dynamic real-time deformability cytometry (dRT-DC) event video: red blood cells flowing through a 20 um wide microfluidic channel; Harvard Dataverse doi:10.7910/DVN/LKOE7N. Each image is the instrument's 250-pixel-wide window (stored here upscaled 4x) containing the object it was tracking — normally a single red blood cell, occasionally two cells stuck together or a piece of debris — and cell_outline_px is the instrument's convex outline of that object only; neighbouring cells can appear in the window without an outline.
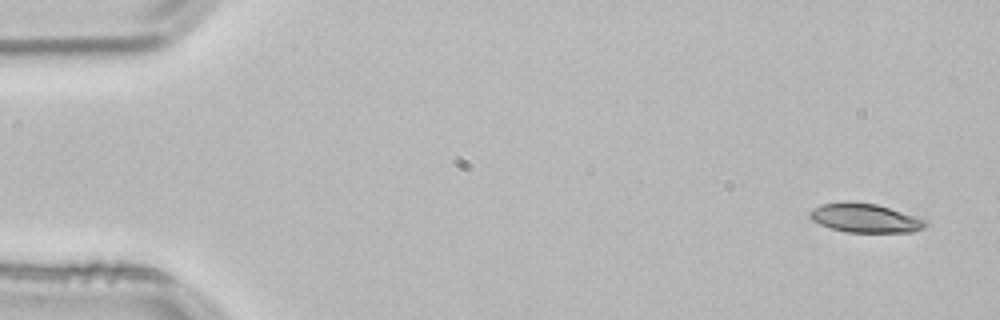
{"species": "common noctule bat (a hibernating species)", "species_latin": "Nyctalus noctula", "temperature_condition": "room temperature", "stored_images_in_passage": 4, "camera_frame_rate_fps": 3000, "um_per_image_px": 0.085, "animal": {"sex": "male", "body_mass_g": 21.5, "forearm_length_mm": 52.0}, "frame": {"image": 1, "passage_image": 1, "time_ms": 0.0, "image_size_px": [1000, 320], "cell_outline_px": [[928, 224], [924, 228], [912, 232], [848, 232], [832, 228], [820, 224], [812, 220], [808, 216], [808, 212], [824, 204], [876, 204], [916, 216], [928, 220]], "centroid_in_image_um": [73.61, 18.58], "position_along_channel_um": 11.4, "area_um2": 18.79}}